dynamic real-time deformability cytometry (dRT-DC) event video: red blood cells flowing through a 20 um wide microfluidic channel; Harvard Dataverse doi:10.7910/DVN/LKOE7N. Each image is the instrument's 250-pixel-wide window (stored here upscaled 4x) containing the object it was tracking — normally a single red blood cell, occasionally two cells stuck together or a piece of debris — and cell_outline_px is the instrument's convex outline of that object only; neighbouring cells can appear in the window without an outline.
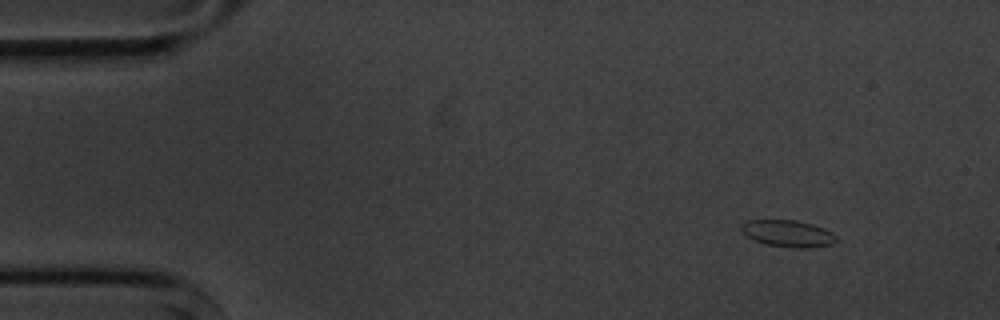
{"species": "common noctule bat (a hibernating species)", "species_latin": "Nyctalus noctula", "temperature_condition": "cold", "stored_images_in_passage": 6, "segment_of_instrument_passage": [2, 2], "camera_frame_rate_fps": 3000, "um_per_image_px": 0.085, "animal": {"sex": "male", "body_mass_g": 20.1, "forearm_length_mm": 53.5}, "frame": {"image": 1, "passage_image": 6, "time_ms": 6.667, "image_size_px": [1000, 320], "cell_outline_px": [[836, 240], [832, 244], [808, 248], [796, 248], [764, 244], [752, 240], [740, 232], [740, 224], [748, 220], [796, 220], [812, 224], [824, 228], [832, 232], [836, 236]], "centroid_in_image_um": [66.92, 19.85], "position_along_channel_um": 18.1, "area_um2": 15.03}}